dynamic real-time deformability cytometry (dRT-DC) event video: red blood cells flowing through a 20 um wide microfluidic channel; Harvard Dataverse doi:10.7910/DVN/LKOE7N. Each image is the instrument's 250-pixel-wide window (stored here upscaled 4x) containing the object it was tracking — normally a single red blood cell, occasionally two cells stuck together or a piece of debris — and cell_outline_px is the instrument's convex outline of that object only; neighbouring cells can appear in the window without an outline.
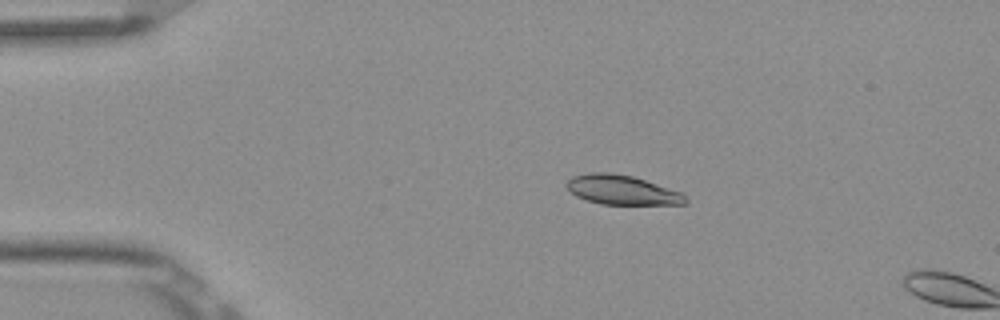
{"species": "Egyptian fruit bat (a non-hibernating species)", "species_latin": "Rousettus aegyptiacus", "temperature_condition": "room temperature", "stored_images_in_passage": 5, "camera_frame_rate_fps": 3000, "um_per_image_px": 0.085, "frame": {"image": 1, "passage_image": 4, "time_ms": 1.0, "image_size_px": [1000, 320], "cell_outline_px": [[688, 204], [600, 204], [576, 196], [564, 184], [572, 176], [588, 172], [608, 172], [632, 176], [684, 192], [688, 200]], "centroid_in_image_um": [52.9, 16.14], "position_along_channel_um": 32.1, "area_um2": 20.52}}